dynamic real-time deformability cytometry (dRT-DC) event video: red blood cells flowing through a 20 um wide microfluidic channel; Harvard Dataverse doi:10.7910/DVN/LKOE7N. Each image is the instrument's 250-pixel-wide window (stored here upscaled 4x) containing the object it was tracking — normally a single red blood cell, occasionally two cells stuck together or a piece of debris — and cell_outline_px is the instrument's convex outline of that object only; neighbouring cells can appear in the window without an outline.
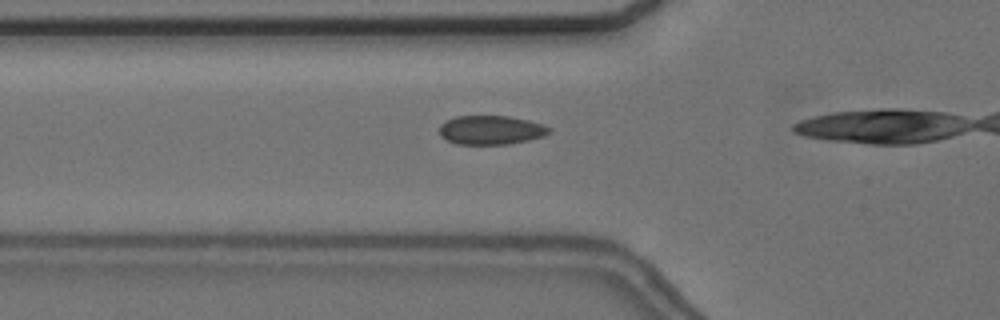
{"species": "common noctule bat (a hibernating species)", "species_latin": "Nyctalus noctula", "temperature_condition": "cold", "stored_images_in_passage": 15, "camera_frame_rate_fps": 3000, "um_per_image_px": 0.085, "animal": {"sex": "female", "body_mass_g": 24.6, "forearm_length_mm": 56.2}, "frame": {"image": 1, "passage_image": 13, "time_ms": 4.0, "image_size_px": [1000, 320], "cell_outline_px": [[552, 132], [544, 136], [528, 140], [508, 144], [456, 144], [440, 136], [440, 124], [456, 116], [508, 116], [528, 120], [544, 124], [552, 128]], "centroid_in_image_um": [41.77, 11.05], "position_along_channel_um": 84.0, "area_um2": 18.61}}